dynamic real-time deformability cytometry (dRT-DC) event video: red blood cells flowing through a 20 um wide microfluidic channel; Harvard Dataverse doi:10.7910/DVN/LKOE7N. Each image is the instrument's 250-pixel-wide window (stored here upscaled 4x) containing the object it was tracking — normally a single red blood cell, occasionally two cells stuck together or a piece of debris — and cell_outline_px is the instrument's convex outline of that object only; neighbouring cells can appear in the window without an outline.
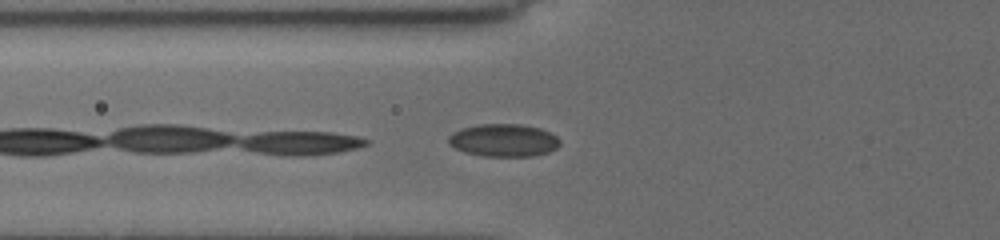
{"species": "common noctule bat (a hibernating species)", "species_latin": "Nyctalus noctula", "temperature_condition": "cold", "stored_images_in_passage": 13, "camera_frame_rate_fps": 3000, "um_per_image_px": 0.085, "animal": {"sex": "female", "body_mass_g": 19.5, "forearm_length_mm": 54.1}, "frame": {"image": 1, "passage_image": 3, "time_ms": 0.667, "image_size_px": [1000, 240], "cell_outline_px": [[560, 144], [556, 148], [548, 152], [532, 156], [484, 156], [464, 152], [448, 144], [448, 136], [452, 132], [464, 128], [480, 124], [520, 124], [540, 128], [556, 136], [560, 140]], "centroid_in_image_um": [42.8, 11.92], "position_along_channel_um": 83.0, "area_um2": 21.15}}
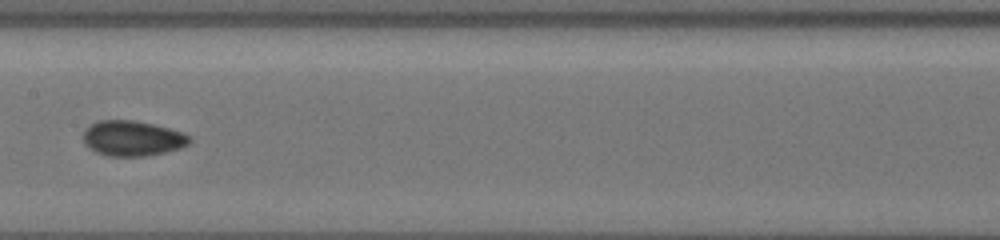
{"frame": {"image": 2, "passage_image": 10, "time_ms": 3.667, "image_size_px": [1000, 240], "cell_outline_px": [[192, 140], [188, 144], [180, 148], [164, 152], [144, 156], [108, 156], [96, 152], [88, 148], [84, 144], [84, 128], [100, 120], [136, 120], [184, 132], [192, 136]], "centroid_in_image_um": [11.26, 11.75], "position_along_channel_um": 196.1, "area_um2": 21.96}}